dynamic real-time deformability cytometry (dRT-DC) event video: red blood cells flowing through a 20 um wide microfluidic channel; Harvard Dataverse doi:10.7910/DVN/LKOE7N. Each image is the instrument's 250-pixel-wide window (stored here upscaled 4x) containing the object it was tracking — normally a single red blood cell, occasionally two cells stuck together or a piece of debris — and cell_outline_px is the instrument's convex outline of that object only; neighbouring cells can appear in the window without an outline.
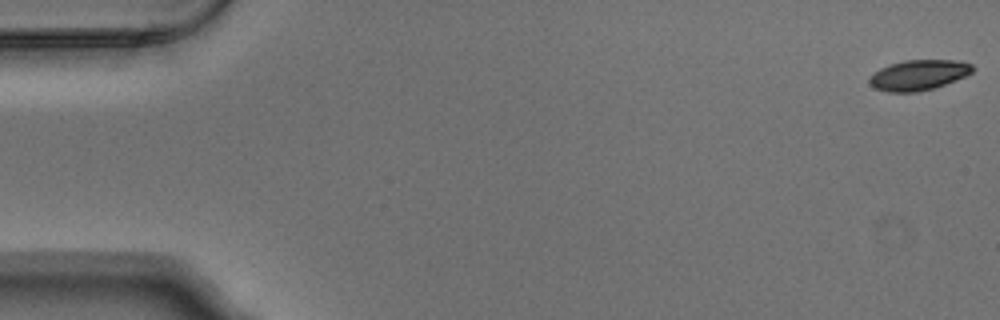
{"species": "Egyptian fruit bat (a non-hibernating species)", "species_latin": "Rousettus aegyptiacus", "temperature_condition": "warm", "stored_images_in_passage": 5, "camera_frame_rate_fps": 3000, "um_per_image_px": 0.085, "animal": {"sex": "male"}, "frame": {"image": 1, "passage_image": 1, "time_ms": 0.0, "image_size_px": [1000, 320], "cell_outline_px": [[976, 68], [972, 72], [964, 76], [944, 84], [932, 88], [916, 92], [888, 92], [872, 88], [868, 80], [880, 68], [888, 64], [904, 60], [952, 60], [972, 64]], "centroid_in_image_um": [78.05, 6.37], "position_along_channel_um": 7.0, "area_um2": 18.09}}
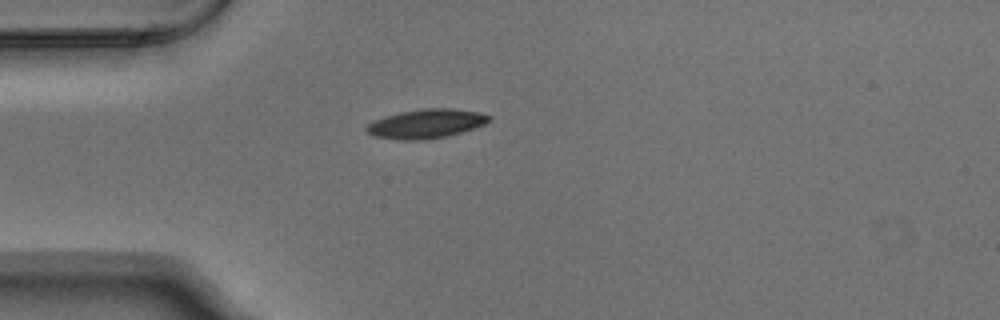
{"frame": {"image": 2, "passage_image": 5, "time_ms": 1.333, "image_size_px": [1000, 320], "cell_outline_px": [[492, 120], [484, 124], [460, 132], [444, 136], [424, 140], [404, 140], [372, 136], [364, 128], [368, 124], [384, 116], [400, 112], [424, 108], [452, 108], [480, 112], [492, 116]], "centroid_in_image_um": [36.23, 10.5], "position_along_channel_um": 48.8, "area_um2": 20.69}}